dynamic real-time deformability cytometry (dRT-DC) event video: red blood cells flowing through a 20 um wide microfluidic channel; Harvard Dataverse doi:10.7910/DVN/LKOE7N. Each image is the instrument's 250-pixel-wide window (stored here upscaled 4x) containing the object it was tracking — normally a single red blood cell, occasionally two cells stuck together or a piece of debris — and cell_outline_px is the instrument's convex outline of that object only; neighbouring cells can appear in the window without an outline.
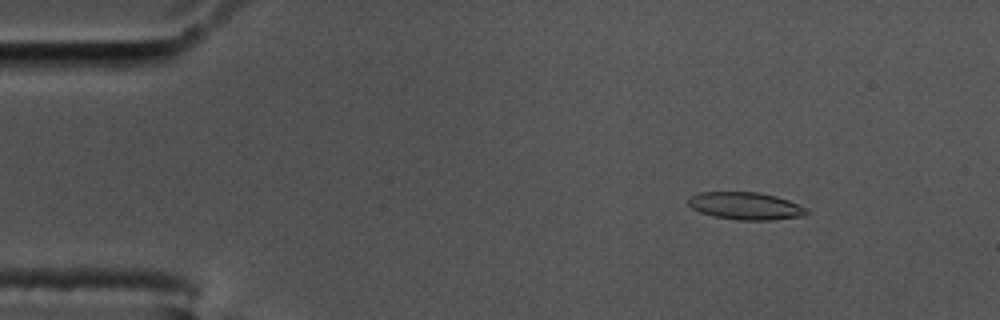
{"species": "common noctule bat (a hibernating species)", "species_latin": "Nyctalus noctula", "temperature_condition": "cold", "stored_images_in_passage": 58, "camera_frame_rate_fps": 3000, "um_per_image_px": 0.085, "animal": {"sex": "male", "body_mass_g": 17.5, "forearm_length_mm": 52.3}, "frame": {"image": 1, "passage_image": 8, "time_ms": 2.333, "image_size_px": [1000, 320], "cell_outline_px": [[808, 212], [804, 216], [772, 220], [736, 220], [712, 216], [700, 212], [692, 208], [688, 204], [688, 200], [692, 196], [700, 192], [760, 192], [776, 196], [788, 200], [808, 208]], "centroid_in_image_um": [63.4, 17.51], "position_along_channel_um": 21.6, "area_um2": 19.02}}
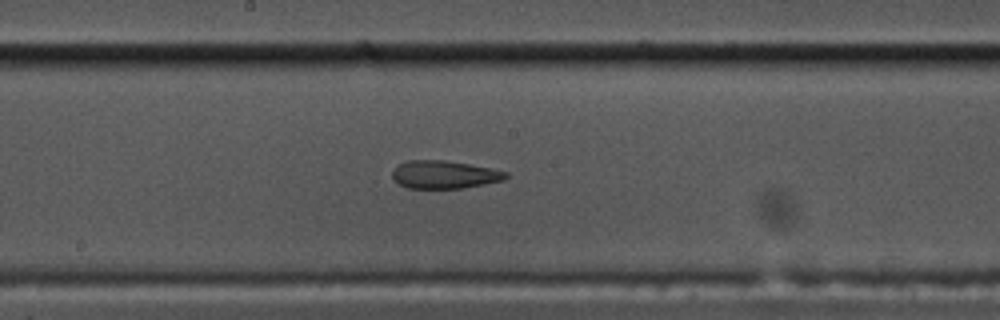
{"frame": {"image": 2, "passage_image": 31, "time_ms": 10.0, "image_size_px": [1000, 320], "cell_outline_px": [[508, 176], [504, 180], [464, 188], [408, 188], [400, 184], [392, 176], [392, 172], [396, 164], [408, 160], [444, 160], [492, 168], [508, 172]], "centroid_in_image_um": [37.77, 14.83], "position_along_channel_um": 210.4, "area_um2": 18.5}}
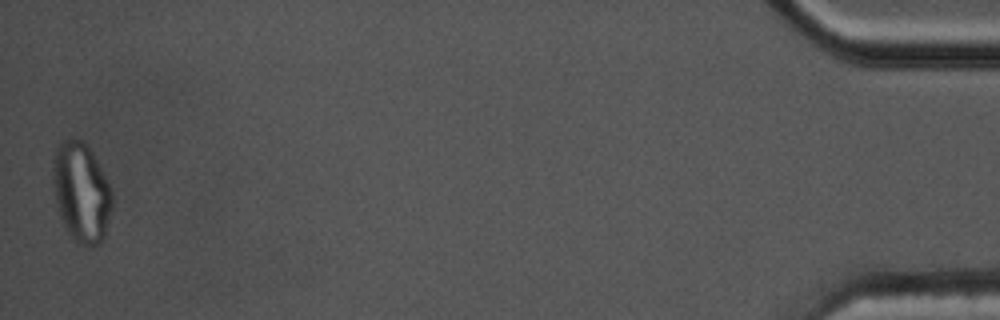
{"frame": {"image": 3, "passage_image": 58, "time_ms": 19.0, "image_size_px": [1000, 320], "cell_outline_px": [[112, 208], [104, 236], [100, 244], [92, 248], [88, 248], [76, 244], [68, 232], [60, 216], [52, 184], [52, 160], [56, 148], [68, 136], [72, 136], [84, 140], [92, 152], [112, 192]], "centroid_in_image_um": [6.89, 16.35], "position_along_channel_um": 428.3, "area_um2": 34.8}, "authors_computed_cell_mechanics": {"area_um2": 19.3919, "velocity_mm_per_s": 3.4589, "shape_relaxation_time_tau1_ms": null, "shape_relaxation_time_tau2_ms": 2.9278, "deformation_change_tau1": null, "deformation_change_tau2": 0.1034}}